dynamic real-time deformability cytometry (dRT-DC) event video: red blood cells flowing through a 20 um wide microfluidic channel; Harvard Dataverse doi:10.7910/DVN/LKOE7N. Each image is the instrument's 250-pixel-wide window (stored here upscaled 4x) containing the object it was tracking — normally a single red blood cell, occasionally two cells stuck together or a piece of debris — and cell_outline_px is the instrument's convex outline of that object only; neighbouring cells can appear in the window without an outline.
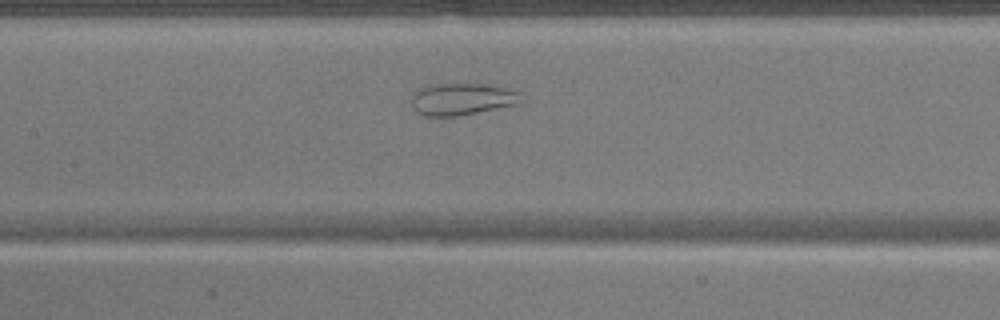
{"species": "common noctule bat (a hibernating species)", "species_latin": "Nyctalus noctula", "temperature_condition": "warm", "stored_images_in_passage": 42, "camera_frame_rate_fps": 3000, "um_per_image_px": 0.085, "animal": {"sex": "male", "body_mass_g": 17.9}, "frame": {"image": 1, "passage_image": 16, "time_ms": 5.0, "image_size_px": [1000, 320], "cell_outline_px": [[520, 104], [456, 116], [420, 116], [412, 108], [412, 96], [424, 84], [488, 84], [508, 88], [520, 92]], "centroid_in_image_um": [39.25, 8.42], "position_along_channel_um": 168.2, "area_um2": 20.63}}
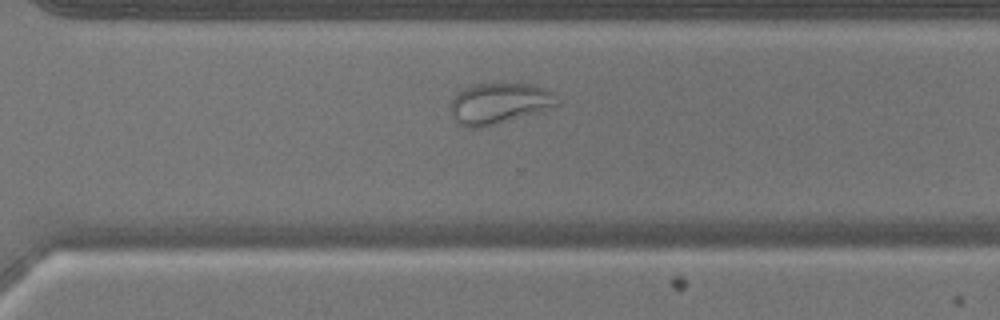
{"frame": {"image": 2, "passage_image": 28, "time_ms": 9.0, "image_size_px": [1000, 320], "cell_outline_px": [[560, 104], [536, 112], [496, 124], [480, 128], [464, 128], [456, 124], [448, 108], [456, 92], [464, 88], [476, 84], [532, 84], [548, 88], [556, 92], [560, 100]], "centroid_in_image_um": [42.41, 8.79], "position_along_channel_um": 328.2, "area_um2": 25.84}}
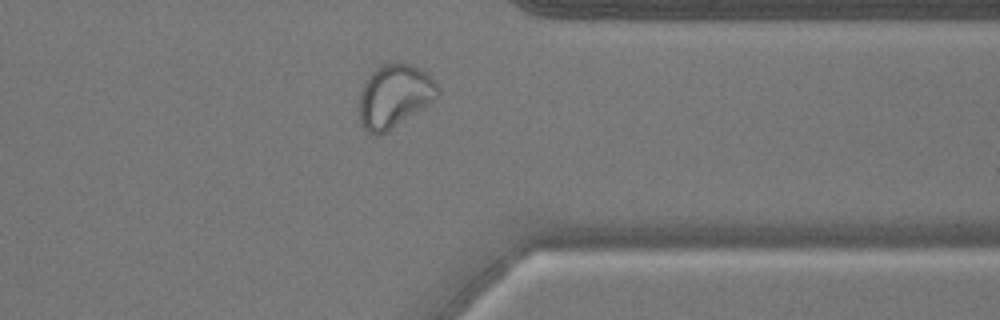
{"frame": {"image": 3, "passage_image": 32, "time_ms": 10.333, "image_size_px": [1000, 320], "cell_outline_px": [[440, 92], [432, 100], [388, 132], [376, 136], [368, 132], [364, 128], [360, 120], [360, 92], [364, 80], [376, 68], [384, 64], [400, 60], [412, 64], [424, 72], [440, 88]], "centroid_in_image_um": [33.48, 8.14], "position_along_channel_um": 377.9, "area_um2": 28.73}}